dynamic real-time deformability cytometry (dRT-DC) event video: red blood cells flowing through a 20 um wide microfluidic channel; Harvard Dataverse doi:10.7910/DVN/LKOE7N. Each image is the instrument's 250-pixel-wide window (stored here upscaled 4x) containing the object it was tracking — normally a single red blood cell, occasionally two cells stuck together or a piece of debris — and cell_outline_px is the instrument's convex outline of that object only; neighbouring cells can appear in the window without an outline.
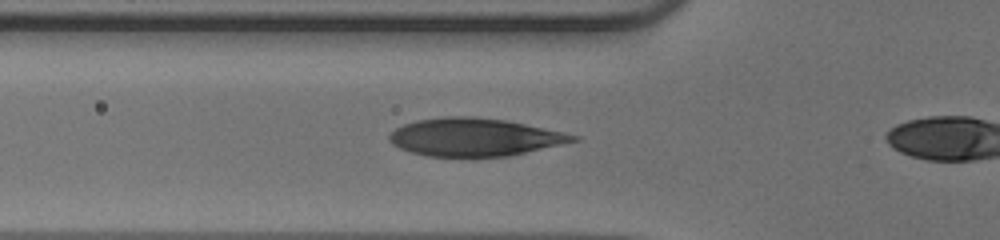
{"species": "human", "species_latin": "Homo sapiens", "temperature_condition": "warm", "stored_images_in_passage": 16, "camera_frame_rate_fps": 3000, "um_per_image_px": 0.085, "donor": {"sex": "male"}, "frame": {"image": 1, "passage_image": 14, "time_ms": 4.333, "image_size_px": [1000, 240], "cell_outline_px": [[580, 140], [512, 156], [428, 156], [412, 152], [400, 148], [392, 144], [388, 140], [388, 136], [396, 128], [404, 124], [416, 120], [444, 116], [472, 116], [508, 120], [580, 136]], "centroid_in_image_um": [40.35, 11.65], "position_along_channel_um": 85.4, "area_um2": 40.63}}